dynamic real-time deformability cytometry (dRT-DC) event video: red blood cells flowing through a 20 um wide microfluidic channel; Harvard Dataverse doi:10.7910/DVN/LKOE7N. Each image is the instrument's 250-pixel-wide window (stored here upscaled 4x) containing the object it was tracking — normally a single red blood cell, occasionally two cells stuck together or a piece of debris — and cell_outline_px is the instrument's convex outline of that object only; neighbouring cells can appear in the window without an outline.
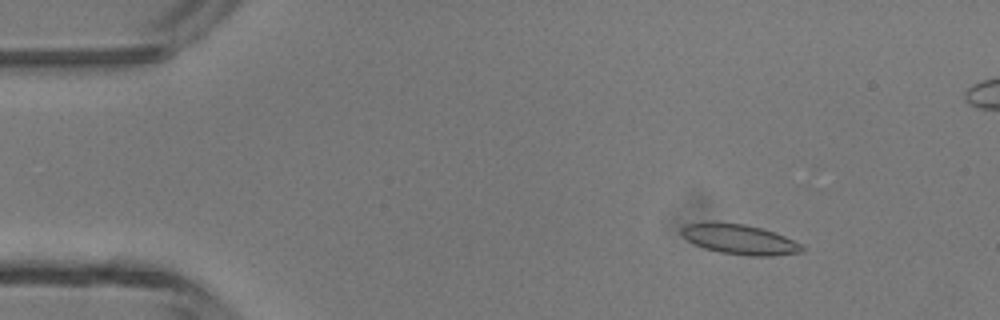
{"species": "common noctule bat (a hibernating species)", "species_latin": "Nyctalus noctula", "temperature_condition": "room temperature", "stored_images_in_passage": 6, "camera_frame_rate_fps": 3000, "um_per_image_px": 0.085, "animal": {"sex": "male", "body_mass_g": 13.3}, "frame": {"image": 1, "passage_image": 2, "time_ms": 1.333, "image_size_px": [1000, 320], "cell_outline_px": [[804, 252], [772, 256], [752, 256], [720, 252], [704, 248], [688, 240], [680, 232], [680, 228], [684, 224], [744, 224], [764, 228], [784, 236], [800, 244], [804, 248]], "centroid_in_image_um": [62.92, 20.37], "position_along_channel_um": 22.1, "area_um2": 20.52}}